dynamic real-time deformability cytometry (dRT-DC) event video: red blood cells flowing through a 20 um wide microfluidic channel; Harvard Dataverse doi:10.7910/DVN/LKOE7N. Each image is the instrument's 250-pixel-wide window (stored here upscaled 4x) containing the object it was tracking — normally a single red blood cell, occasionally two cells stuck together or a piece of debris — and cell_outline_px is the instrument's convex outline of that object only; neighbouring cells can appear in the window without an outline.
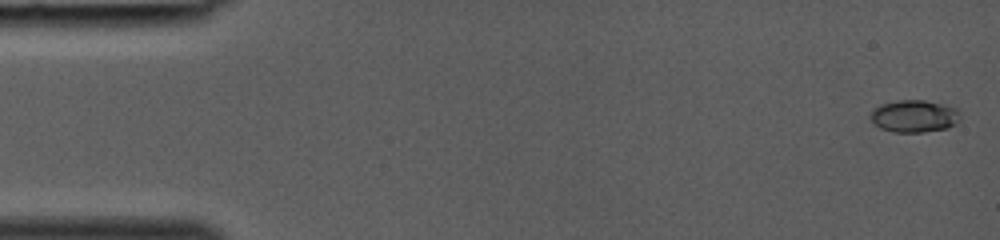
{"species": "common noctule bat (a hibernating species)", "species_latin": "Nyctalus noctula", "temperature_condition": "room temperature", "stored_images_in_passage": 39, "camera_frame_rate_fps": 3000, "um_per_image_px": 0.085, "animal": {"sex": "female", "body_mass_g": 19.0, "forearm_length_mm": 53.3}, "frame": {"image": 1, "passage_image": 1, "time_ms": 0.0, "image_size_px": [1000, 240], "cell_outline_px": [[960, 120], [956, 124], [948, 128], [924, 132], [892, 132], [880, 128], [868, 116], [872, 108], [880, 104], [900, 100], [924, 100], [960, 108]], "centroid_in_image_um": [77.72, 9.87], "position_along_channel_um": 7.3, "area_um2": 17.22}}
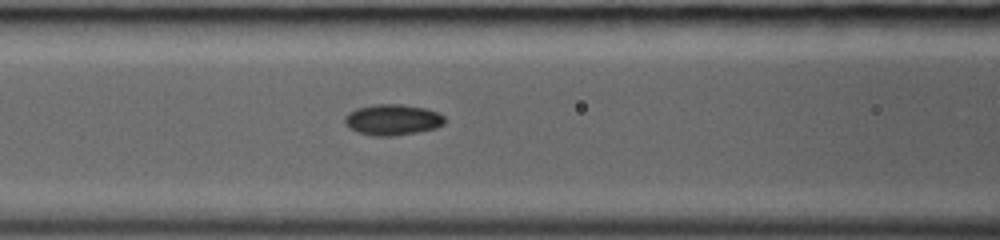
{"frame": {"image": 2, "passage_image": 17, "time_ms": 5.333, "image_size_px": [1000, 240], "cell_outline_px": [[444, 124], [436, 128], [420, 132], [392, 136], [376, 136], [356, 132], [348, 128], [344, 124], [344, 116], [348, 112], [356, 108], [376, 104], [400, 104], [424, 108], [436, 112], [444, 116]], "centroid_in_image_um": [33.32, 10.19], "position_along_channel_um": 133.3, "area_um2": 18.15}}
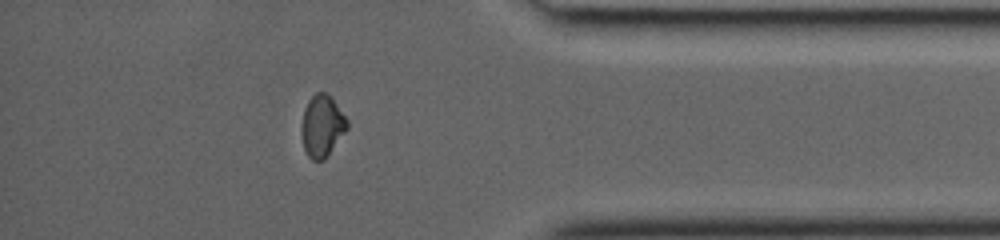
{"frame": {"image": 3, "passage_image": 34, "time_ms": 11.0, "image_size_px": [1000, 240], "cell_outline_px": [[348, 128], [324, 160], [312, 160], [308, 156], [304, 148], [300, 132], [300, 128], [304, 108], [308, 100], [316, 92], [328, 92], [332, 96], [348, 120]], "centroid_in_image_um": [27.37, 10.67], "position_along_channel_um": 407.8, "area_um2": 16.7}}